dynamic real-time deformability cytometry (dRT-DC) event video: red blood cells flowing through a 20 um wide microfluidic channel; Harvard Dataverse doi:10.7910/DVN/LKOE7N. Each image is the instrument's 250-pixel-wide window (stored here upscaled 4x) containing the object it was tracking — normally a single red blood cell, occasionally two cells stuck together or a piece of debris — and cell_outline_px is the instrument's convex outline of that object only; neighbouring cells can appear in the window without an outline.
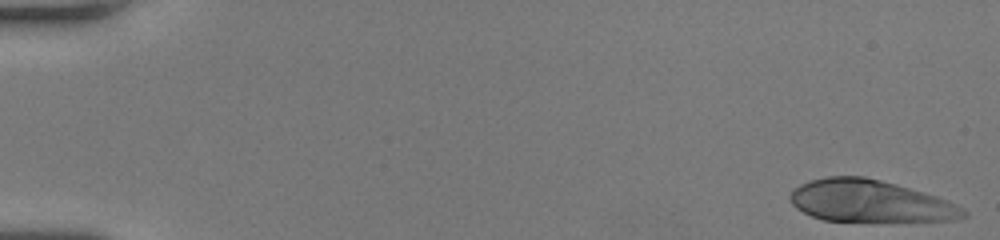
{"species": "human", "species_latin": "Homo sapiens", "temperature_condition": "room temperature", "stored_images_in_passage": 50, "camera_frame_rate_fps": 3000, "um_per_image_px": 0.085, "donor": {"sex": "female"}, "frame": {"image": 1, "passage_image": 1, "time_ms": 0.0, "image_size_px": [1000, 240], "cell_outline_px": [[968, 216], [956, 220], [824, 220], [812, 216], [796, 208], [792, 204], [788, 196], [800, 184], [824, 176], [864, 176], [896, 184], [936, 196], [948, 200], [964, 208], [968, 212]], "centroid_in_image_um": [73.96, 17.08], "position_along_channel_um": 11.0, "area_um2": 41.96}}
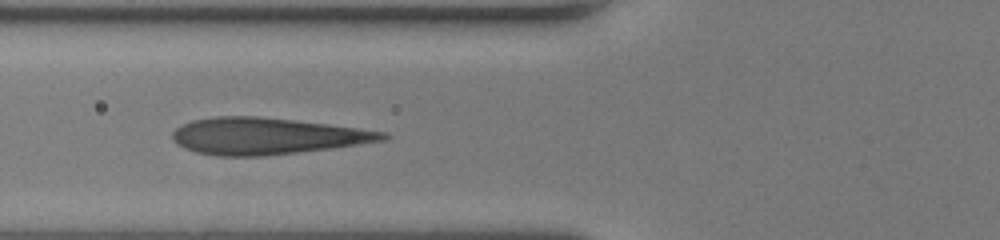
{"frame": {"image": 2, "passage_image": 20, "time_ms": 6.333, "image_size_px": [1000, 240], "cell_outline_px": [[392, 136], [388, 140], [332, 148], [264, 156], [216, 156], [196, 152], [184, 148], [176, 144], [172, 140], [172, 132], [176, 128], [192, 120], [216, 116], [256, 116], [328, 124], [360, 128], [388, 132]], "centroid_in_image_um": [22.69, 11.57], "position_along_channel_um": 103.1, "area_um2": 45.03}}
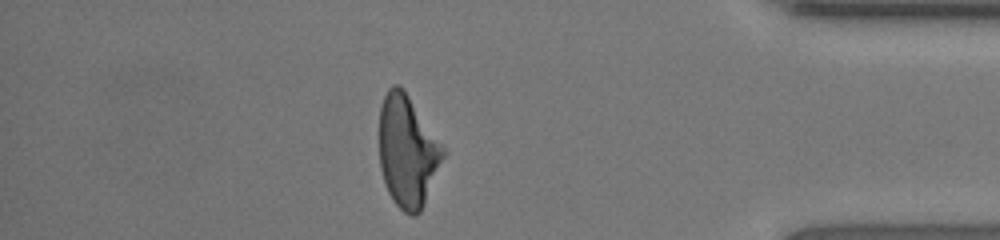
{"frame": {"image": 3, "passage_image": 44, "time_ms": 14.333, "image_size_px": [1000, 240], "cell_outline_px": [[444, 156], [424, 204], [420, 212], [416, 216], [412, 216], [404, 212], [392, 200], [384, 184], [380, 168], [380, 108], [384, 96], [388, 88], [392, 84], [400, 84], [404, 88], [444, 144]], "centroid_in_image_um": [34.64, 12.82], "position_along_channel_um": 400.6, "area_um2": 41.91}, "authors_computed_cell_mechanics": {"area_um2": 43.4945, "velocity_mm_per_s": 4.0978, "shape_relaxation_time_tau1_ms": 7.0609, "shape_relaxation_time_tau2_ms": 0.7656, "deformation_change_tau1": 0.262, "deformation_change_tau2": 0.0947}}